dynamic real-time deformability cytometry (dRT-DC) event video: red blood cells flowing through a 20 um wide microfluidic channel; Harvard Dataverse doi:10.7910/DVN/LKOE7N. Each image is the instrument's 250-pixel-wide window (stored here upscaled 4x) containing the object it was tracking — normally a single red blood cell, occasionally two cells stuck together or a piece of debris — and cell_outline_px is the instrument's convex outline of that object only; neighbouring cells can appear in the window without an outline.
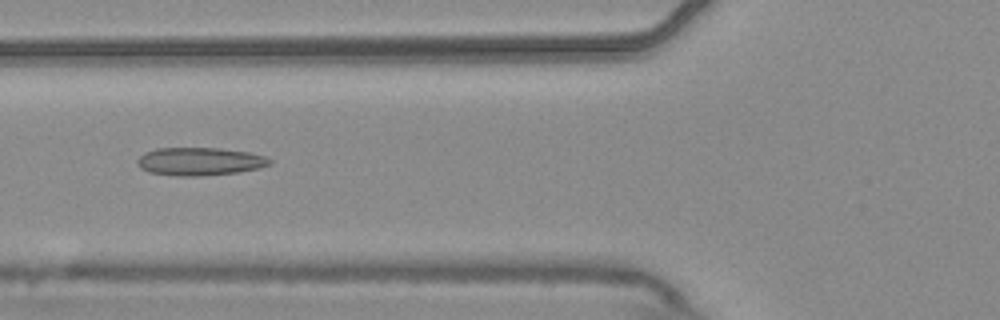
{"species": "common noctule bat (a hibernating species)", "species_latin": "Nyctalus noctula", "temperature_condition": "warm", "stored_images_in_passage": 7, "camera_frame_rate_fps": 3000, "um_per_image_px": 0.085, "animal": {"sex": "male", "body_mass_g": 20.4}, "frame": {"image": 1, "passage_image": 6, "time_ms": 1.667, "image_size_px": [1000, 320], "cell_outline_px": [[272, 164], [260, 168], [240, 172], [200, 176], [176, 176], [148, 172], [140, 168], [136, 160], [144, 152], [156, 148], [220, 148], [248, 152], [264, 156], [272, 160]], "centroid_in_image_um": [16.98, 13.72], "position_along_channel_um": 108.8, "area_um2": 21.79}}
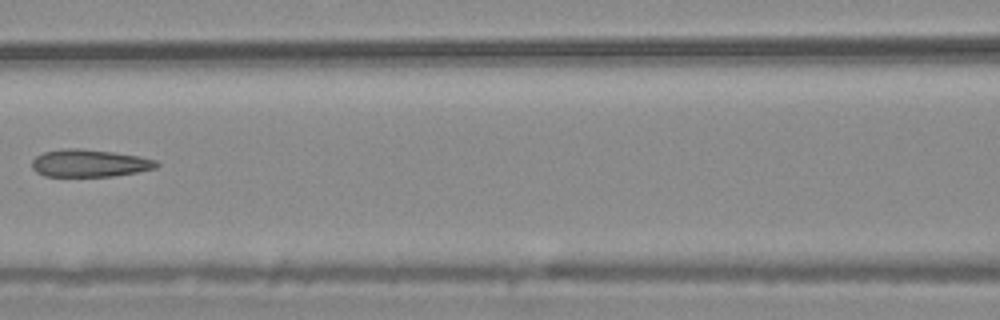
{"frame": {"image": 2, "passage_image": 7, "time_ms": 2.0, "image_size_px": [1000, 320], "cell_outline_px": [[160, 164], [156, 168], [136, 172], [112, 176], [44, 176], [36, 172], [32, 168], [32, 160], [36, 156], [44, 152], [68, 148], [76, 148], [112, 152], [140, 156], [156, 160]], "centroid_in_image_um": [7.61, 13.87], "position_along_channel_um": 159.0, "area_um2": 19.83}}